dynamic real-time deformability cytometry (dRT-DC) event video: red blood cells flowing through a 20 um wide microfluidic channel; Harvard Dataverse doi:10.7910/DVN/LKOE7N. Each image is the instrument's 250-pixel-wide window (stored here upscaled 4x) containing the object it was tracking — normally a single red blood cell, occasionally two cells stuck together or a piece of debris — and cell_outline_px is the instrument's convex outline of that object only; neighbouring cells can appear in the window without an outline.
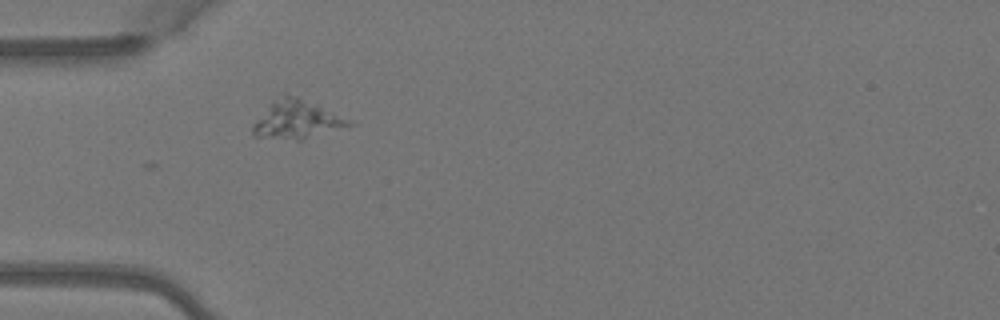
{"species": "Egyptian fruit bat (a non-hibernating species)", "species_latin": "Rousettus aegyptiacus", "temperature_condition": "warm", "stored_images_in_passage": 4, "camera_frame_rate_fps": 3000, "um_per_image_px": 0.085, "animal": {"sex": "female"}, "frame": {"image": 1, "passage_image": 3, "time_ms": 0.667, "image_size_px": [1000, 320], "cell_outline_px": [[356, 124], [300, 140], [296, 140], [252, 136], [252, 124], [272, 100], [284, 92], [288, 92], [352, 120]], "centroid_in_image_um": [25.2, 10.14], "position_along_channel_um": 59.8, "area_um2": 21.62}}
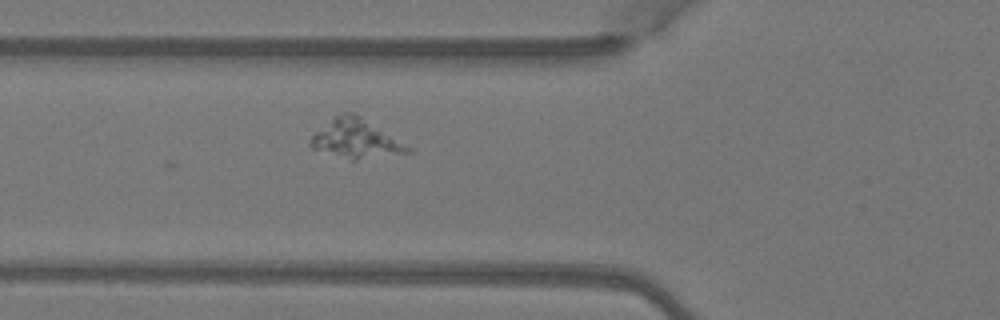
{"frame": {"image": 2, "passage_image": 4, "time_ms": 1.0, "image_size_px": [1000, 320], "cell_outline_px": [[412, 152], [356, 160], [352, 160], [312, 148], [308, 144], [312, 136], [332, 116], [344, 112], [352, 112], [360, 116], [412, 148]], "centroid_in_image_um": [30.23, 11.79], "position_along_channel_um": 95.6, "area_um2": 21.68}}